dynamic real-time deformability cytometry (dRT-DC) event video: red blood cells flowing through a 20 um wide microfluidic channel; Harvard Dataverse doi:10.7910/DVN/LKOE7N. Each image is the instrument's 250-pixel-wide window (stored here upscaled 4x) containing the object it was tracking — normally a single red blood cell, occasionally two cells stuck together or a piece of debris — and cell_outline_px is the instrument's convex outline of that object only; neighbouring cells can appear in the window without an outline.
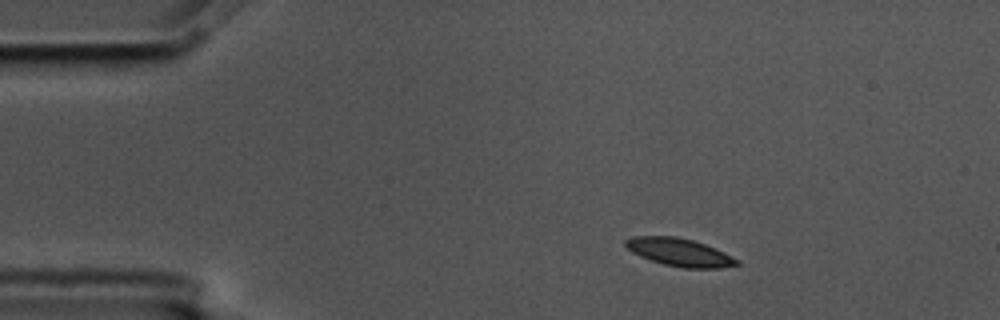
{"species": "common noctule bat (a hibernating species)", "species_latin": "Nyctalus noctula", "temperature_condition": "cold", "stored_images_in_passage": 3, "camera_frame_rate_fps": 3000, "um_per_image_px": 0.085, "animal": {"sex": "male", "body_mass_g": 17.5, "forearm_length_mm": 52.3}, "frame": {"image": 1, "passage_image": 1, "time_ms": 0.0, "image_size_px": [1000, 320], "cell_outline_px": [[740, 264], [720, 268], [684, 268], [664, 264], [640, 256], [632, 252], [624, 244], [624, 240], [632, 236], [676, 236], [692, 240], [716, 248], [740, 260]], "centroid_in_image_um": [57.77, 21.44], "position_along_channel_um": 27.2, "area_um2": 18.03}}